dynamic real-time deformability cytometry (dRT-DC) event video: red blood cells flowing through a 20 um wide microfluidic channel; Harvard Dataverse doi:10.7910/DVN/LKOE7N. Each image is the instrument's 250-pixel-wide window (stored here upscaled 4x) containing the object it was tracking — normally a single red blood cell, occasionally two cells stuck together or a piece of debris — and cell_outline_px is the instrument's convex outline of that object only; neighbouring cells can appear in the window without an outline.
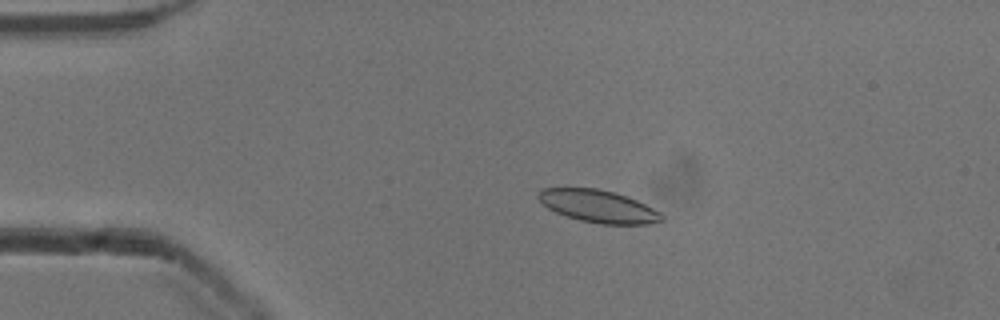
{"species": "common noctule bat (a hibernating species)", "species_latin": "Nyctalus noctula", "temperature_condition": "cold", "stored_images_in_passage": 54, "camera_frame_rate_fps": 3000, "um_per_image_px": 0.085, "animal": {"sex": "male", "body_mass_g": 13.3}, "frame": {"image": 1, "passage_image": 12, "time_ms": 3.667, "image_size_px": [1000, 320], "cell_outline_px": [[664, 220], [648, 224], [600, 224], [580, 220], [556, 212], [548, 208], [536, 196], [544, 188], [596, 188], [616, 192], [628, 196], [660, 212], [664, 216]], "centroid_in_image_um": [50.88, 17.53], "position_along_channel_um": 34.1, "area_um2": 23.18}}
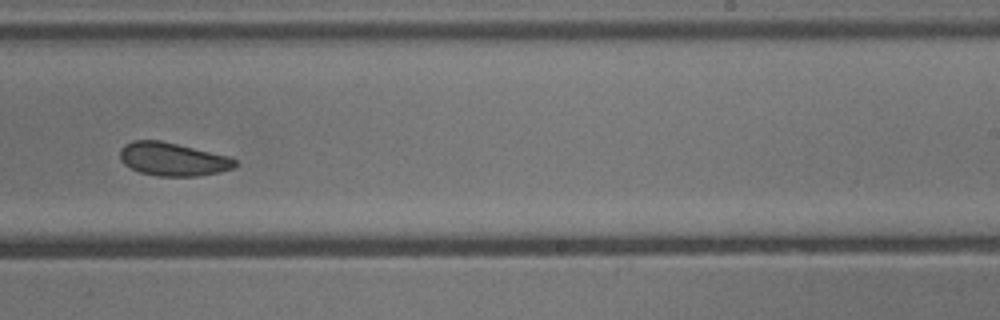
{"frame": {"image": 2, "passage_image": 34, "time_ms": 11.0, "image_size_px": [1000, 320], "cell_outline_px": [[236, 164], [232, 168], [220, 172], [200, 176], [156, 176], [140, 172], [124, 164], [120, 160], [120, 148], [124, 144], [132, 140], [160, 140], [228, 156], [236, 160]], "centroid_in_image_um": [14.65, 13.53], "position_along_channel_um": 274.4, "area_um2": 22.25}}
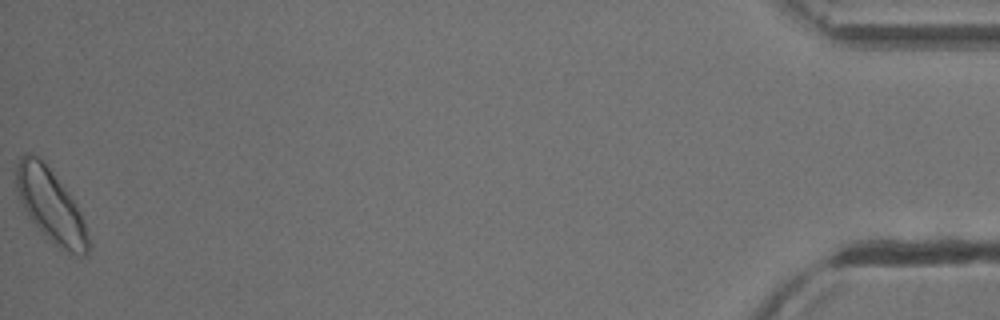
{"frame": {"image": 3, "passage_image": 54, "time_ms": 17.667, "image_size_px": [1000, 320], "cell_outline_px": [[92, 244], [88, 256], [76, 256], [60, 248], [44, 236], [28, 216], [16, 192], [16, 168], [20, 156], [24, 152], [32, 152], [48, 168], [64, 188], [76, 204], [80, 212]], "centroid_in_image_um": [4.32, 17.54], "position_along_channel_um": 430.9, "area_um2": 30.58}}